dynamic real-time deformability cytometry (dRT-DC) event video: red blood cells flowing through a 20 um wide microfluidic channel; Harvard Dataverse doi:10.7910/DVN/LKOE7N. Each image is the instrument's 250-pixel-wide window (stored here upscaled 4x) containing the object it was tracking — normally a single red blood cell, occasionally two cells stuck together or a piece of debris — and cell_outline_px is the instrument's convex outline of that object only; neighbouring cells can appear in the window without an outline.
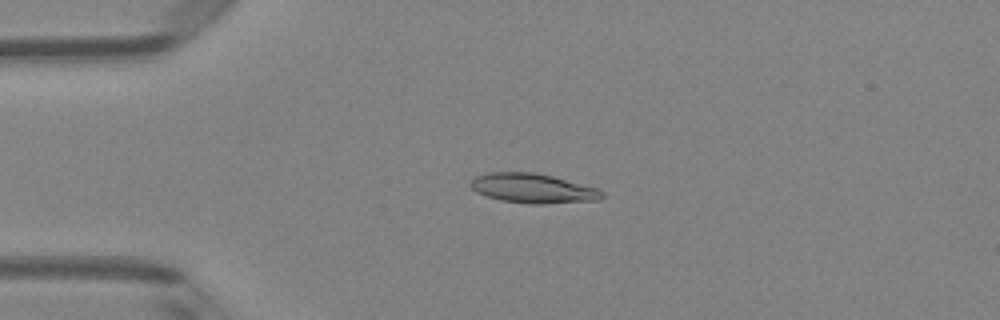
{"species": "Egyptian fruit bat (a non-hibernating species)", "species_latin": "Rousettus aegyptiacus", "temperature_condition": "room temperature", "stored_images_in_passage": 49, "camera_frame_rate_fps": 3000, "um_per_image_px": 0.085, "animal": {"sex": "female"}, "frame": {"image": 1, "passage_image": 12, "time_ms": 3.667, "image_size_px": [1000, 320], "cell_outline_px": [[604, 196], [600, 200], [544, 204], [532, 204], [500, 200], [476, 192], [468, 184], [476, 176], [488, 172], [532, 172], [552, 176], [600, 188], [604, 192]], "centroid_in_image_um": [45.33, 16.01], "position_along_channel_um": 39.7, "area_um2": 22.77}}
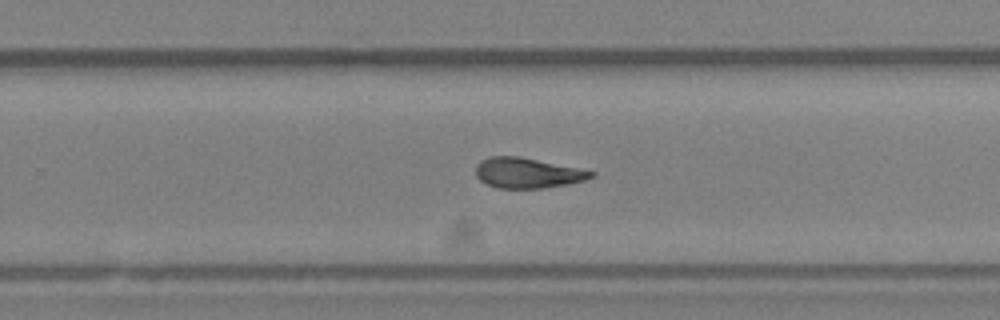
{"frame": {"image": 2, "passage_image": 32, "time_ms": 10.333, "image_size_px": [1000, 320], "cell_outline_px": [[596, 176], [584, 180], [568, 184], [544, 188], [496, 188], [480, 180], [476, 176], [476, 164], [480, 160], [492, 156], [520, 156], [596, 172]], "centroid_in_image_um": [44.82, 14.7], "position_along_channel_um": 285.0, "area_um2": 20.35}}
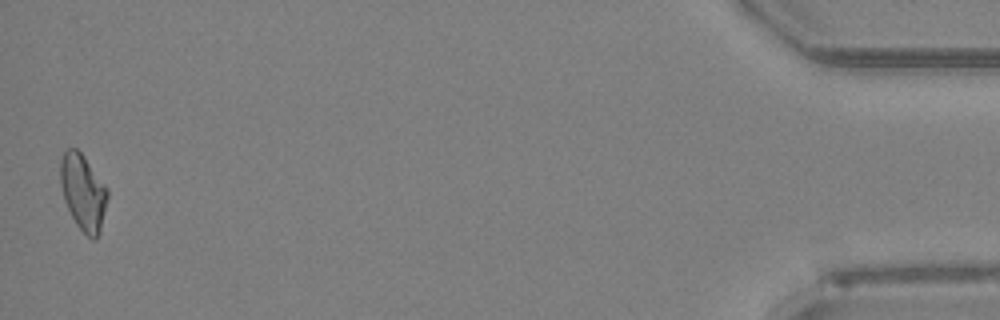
{"frame": {"image": 3, "passage_image": 49, "time_ms": 16.0, "image_size_px": [1000, 320], "cell_outline_px": [[108, 196], [100, 232], [96, 240], [92, 240], [76, 224], [64, 200], [60, 184], [60, 160], [64, 152], [68, 148], [76, 148], [84, 156], [108, 188]], "centroid_in_image_um": [7.07, 16.33], "position_along_channel_um": 428.1, "area_um2": 20.87}, "authors_computed_cell_mechanics": {"area_um2": 21.097, "velocity_mm_per_s": 4.1439, "shape_relaxation_time_tau1_ms": 4.1954, "shape_relaxation_time_tau2_ms": 2.8493, "deformation_change_tau1": 0.1613, "deformation_change_tau2": 0.1158}}